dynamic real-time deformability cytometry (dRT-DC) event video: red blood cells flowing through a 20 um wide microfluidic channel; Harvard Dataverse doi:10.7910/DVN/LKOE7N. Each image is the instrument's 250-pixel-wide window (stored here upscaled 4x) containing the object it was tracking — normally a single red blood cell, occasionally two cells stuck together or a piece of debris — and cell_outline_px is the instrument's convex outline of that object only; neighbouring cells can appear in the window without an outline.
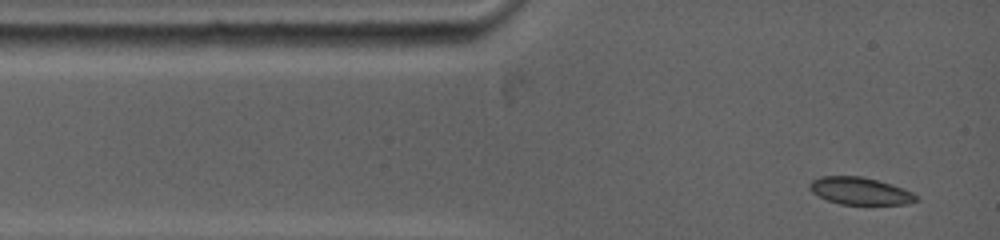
{"species": "common noctule bat (a hibernating species)", "species_latin": "Nyctalus noctula", "temperature_condition": "warm", "stored_images_in_passage": 12, "camera_frame_rate_fps": 5000, "um_per_image_px": 0.085, "animal": {"sex": "female", "body_mass_g": 19.0, "forearm_length_mm": 53.3}, "frame": {"image": 1, "passage_image": 1, "time_ms": 0.0, "image_size_px": [1000, 240], "cell_outline_px": [[920, 200], [904, 204], [840, 204], [828, 200], [812, 192], [808, 188], [808, 184], [812, 180], [820, 176], [860, 176], [892, 184], [904, 188], [912, 192]], "centroid_in_image_um": [73.09, 16.22], "position_along_channel_um": 11.9, "area_um2": 16.88}}
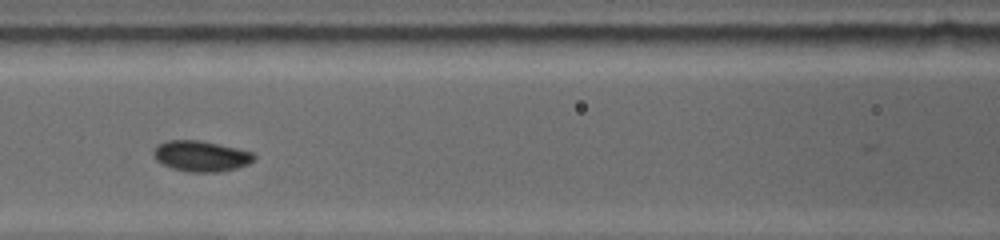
{"frame": {"image": 2, "passage_image": 9, "time_ms": 4.4, "image_size_px": [1000, 240], "cell_outline_px": [[256, 156], [248, 164], [236, 168], [220, 172], [188, 172], [172, 168], [156, 160], [152, 152], [160, 144], [168, 140], [200, 140], [236, 148], [252, 152]], "centroid_in_image_um": [17.09, 13.27], "position_along_channel_um": 149.5, "area_um2": 17.8}}
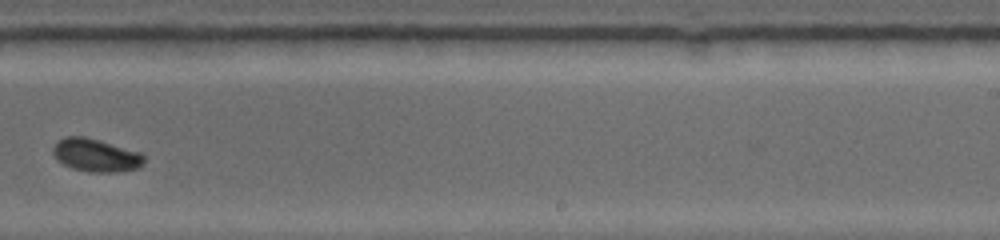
{"frame": {"image": 3, "passage_image": 12, "time_ms": 7.8, "image_size_px": [1000, 240], "cell_outline_px": [[144, 164], [140, 168], [116, 172], [88, 172], [72, 168], [56, 160], [52, 152], [52, 148], [64, 136], [84, 136], [100, 140], [144, 152]], "centroid_in_image_um": [8.19, 13.19], "position_along_channel_um": 280.8, "area_um2": 17.86}}